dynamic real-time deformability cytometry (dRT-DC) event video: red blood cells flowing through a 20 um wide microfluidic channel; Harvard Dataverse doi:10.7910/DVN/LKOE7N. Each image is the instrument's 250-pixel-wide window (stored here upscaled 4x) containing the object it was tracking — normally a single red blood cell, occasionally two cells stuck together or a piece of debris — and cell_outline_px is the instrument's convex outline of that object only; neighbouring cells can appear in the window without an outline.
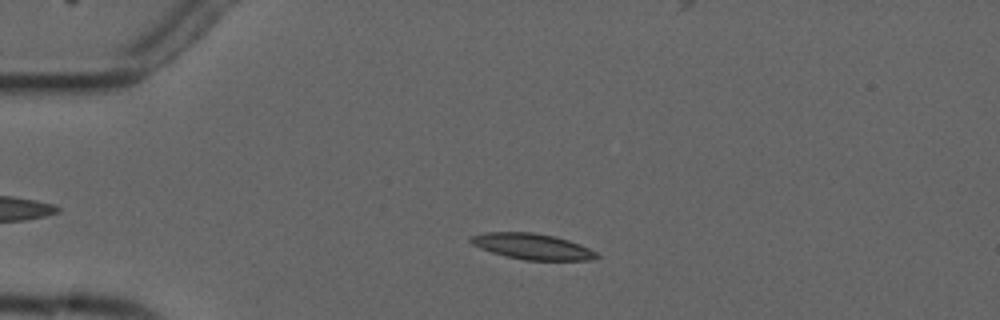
{"species": "common noctule bat (a hibernating species)", "species_latin": "Nyctalus noctula", "temperature_condition": "cold", "stored_images_in_passage": 4, "camera_frame_rate_fps": 3000, "um_per_image_px": 0.085, "animal": {"sex": "male", "forearm_length_mm": 52.5}, "frame": {"image": 1, "passage_image": 3, "time_ms": 2.333, "image_size_px": [1000, 320], "cell_outline_px": [[600, 256], [592, 260], [524, 260], [492, 252], [480, 248], [472, 244], [468, 240], [468, 236], [484, 232], [532, 232], [556, 236], [580, 244], [596, 252]], "centroid_in_image_um": [45.22, 20.93], "position_along_channel_um": 39.8, "area_um2": 19.02}}